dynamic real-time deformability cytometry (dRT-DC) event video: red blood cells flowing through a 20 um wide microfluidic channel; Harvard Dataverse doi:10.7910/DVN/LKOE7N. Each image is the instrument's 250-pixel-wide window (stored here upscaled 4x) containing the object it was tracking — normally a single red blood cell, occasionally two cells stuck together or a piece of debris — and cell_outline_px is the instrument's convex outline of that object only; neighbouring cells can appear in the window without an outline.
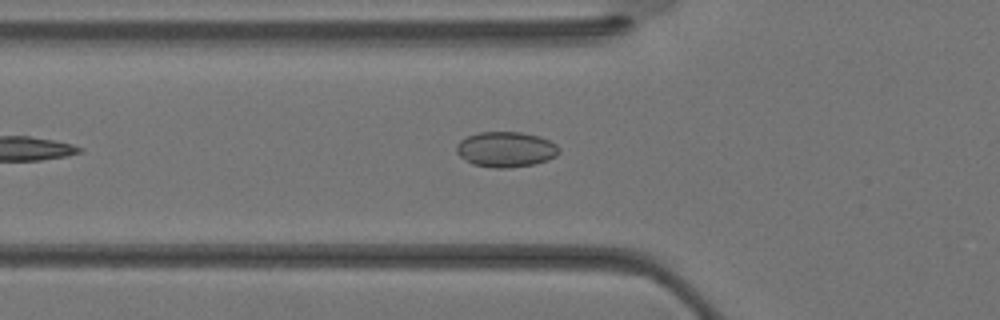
{"species": "Egyptian fruit bat (a non-hibernating species)", "species_latin": "Rousettus aegyptiacus", "temperature_condition": "warm", "stored_images_in_passage": 25, "camera_frame_rate_fps": 3000, "um_per_image_px": 0.085, "animal": {"sex": "female"}, "frame": {"image": 1, "passage_image": 5, "time_ms": 1.333, "image_size_px": [1000, 320], "cell_outline_px": [[560, 152], [556, 156], [548, 160], [536, 164], [508, 168], [496, 168], [472, 164], [460, 156], [456, 152], [456, 144], [460, 140], [468, 136], [480, 132], [520, 132], [540, 136], [556, 144], [560, 148]], "centroid_in_image_um": [43.01, 12.7], "position_along_channel_um": 82.8, "area_um2": 21.27}}
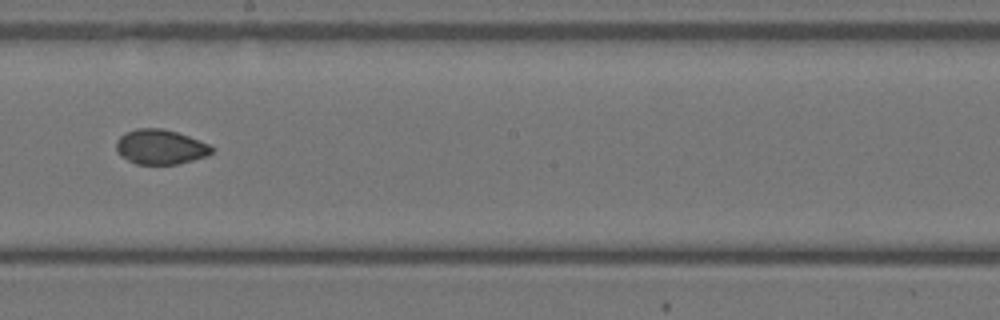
{"frame": {"image": 2, "passage_image": 13, "time_ms": 4.0, "image_size_px": [1000, 320], "cell_outline_px": [[216, 148], [208, 156], [176, 164], [136, 164], [120, 156], [116, 152], [116, 140], [124, 132], [136, 128], [164, 128], [188, 136], [208, 144]], "centroid_in_image_um": [13.61, 12.48], "position_along_channel_um": 234.6, "area_um2": 19.54}}
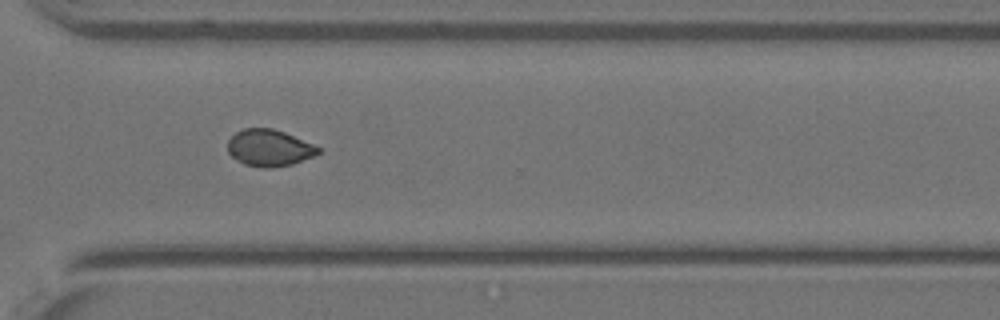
{"frame": {"image": 3, "passage_image": 19, "time_ms": 6.0, "image_size_px": [1000, 320], "cell_outline_px": [[320, 152], [312, 156], [292, 164], [268, 168], [260, 168], [244, 164], [232, 156], [228, 152], [228, 140], [236, 132], [244, 128], [272, 128], [284, 132], [312, 144], [320, 148]], "centroid_in_image_um": [22.85, 12.57], "position_along_channel_um": 347.7, "area_um2": 19.13}}